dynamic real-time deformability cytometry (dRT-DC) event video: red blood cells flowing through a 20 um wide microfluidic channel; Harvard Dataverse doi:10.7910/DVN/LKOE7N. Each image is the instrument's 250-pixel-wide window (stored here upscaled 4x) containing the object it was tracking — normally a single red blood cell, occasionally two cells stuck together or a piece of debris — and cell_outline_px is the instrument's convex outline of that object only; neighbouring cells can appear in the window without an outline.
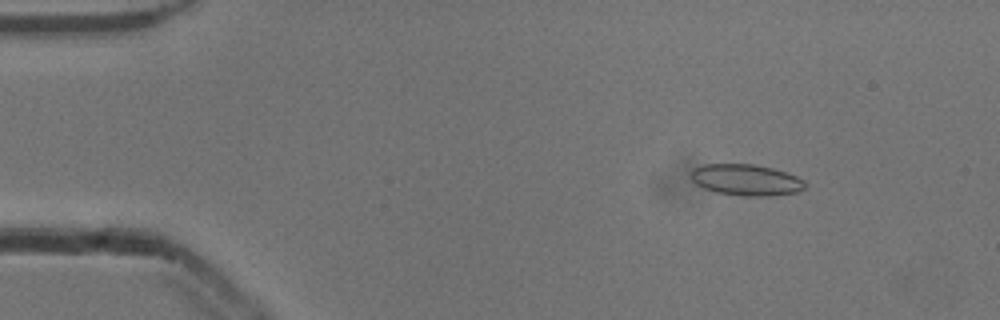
{"species": "common noctule bat (a hibernating species)", "species_latin": "Nyctalus noctula", "temperature_condition": "cold", "stored_images_in_passage": 48, "camera_frame_rate_fps": 3000, "um_per_image_px": 0.085, "animal": {"sex": "male", "body_mass_g": 13.3}, "frame": {"image": 1, "passage_image": 2, "time_ms": 0.333, "image_size_px": [1000, 320], "cell_outline_px": [[804, 188], [796, 192], [768, 196], [744, 196], [716, 192], [704, 188], [696, 184], [692, 180], [692, 168], [704, 164], [756, 164], [772, 168], [796, 176], [804, 180]], "centroid_in_image_um": [63.39, 15.29], "position_along_channel_um": 21.6, "area_um2": 20.63}}
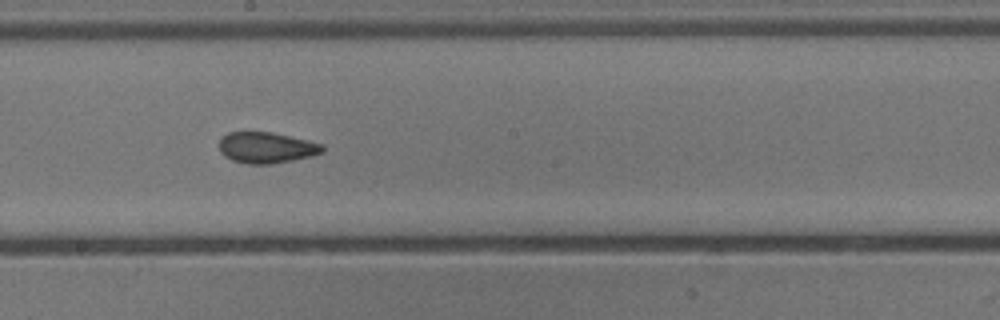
{"frame": {"image": 2, "passage_image": 24, "time_ms": 7.667, "image_size_px": [1000, 320], "cell_outline_px": [[324, 152], [312, 156], [272, 164], [248, 164], [232, 160], [224, 156], [220, 152], [220, 136], [228, 132], [272, 132], [324, 144]], "centroid_in_image_um": [22.64, 12.55], "position_along_channel_um": 225.6, "area_um2": 18.79}}
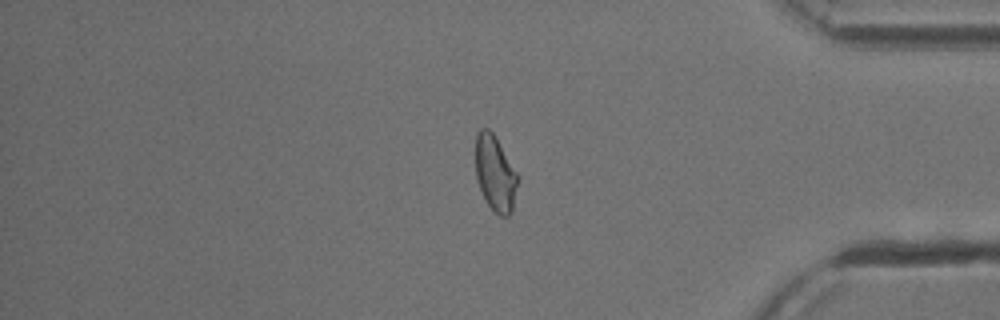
{"frame": {"image": 3, "passage_image": 39, "time_ms": 12.667, "image_size_px": [1000, 320], "cell_outline_px": [[520, 180], [512, 212], [508, 216], [500, 216], [488, 204], [476, 180], [476, 132], [480, 128], [488, 128], [492, 132], [516, 172]], "centroid_in_image_um": [42.1, 14.76], "position_along_channel_um": 393.1, "area_um2": 18.5}, "authors_computed_cell_mechanics": {"area_um2": 19.3919, "velocity_mm_per_s": 3.9013, "shape_relaxation_time_tau1_ms": 6.0061, "shape_relaxation_time_tau2_ms": 1.5688, "deformation_change_tau1": 0.1036, "deformation_change_tau2": 0.0591}}